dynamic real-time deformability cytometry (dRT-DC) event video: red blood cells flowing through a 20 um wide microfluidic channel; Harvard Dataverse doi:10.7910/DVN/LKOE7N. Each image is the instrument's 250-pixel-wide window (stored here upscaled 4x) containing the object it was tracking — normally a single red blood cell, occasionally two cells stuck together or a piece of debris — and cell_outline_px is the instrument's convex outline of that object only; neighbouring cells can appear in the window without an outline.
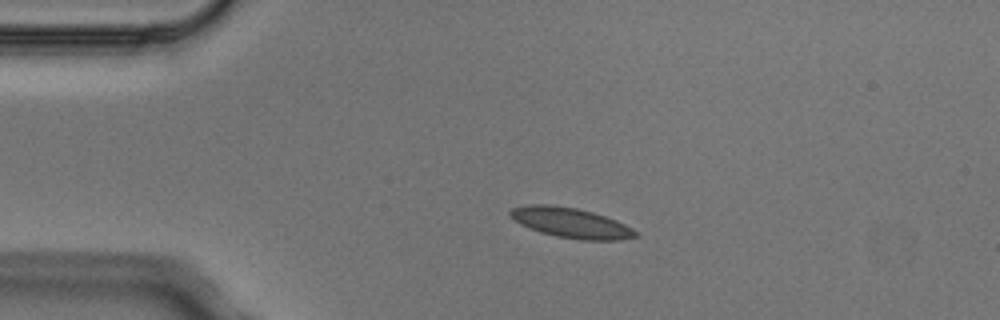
{"species": "Egyptian fruit bat (a non-hibernating species)", "species_latin": "Rousettus aegyptiacus", "temperature_condition": "cold", "stored_images_in_passage": 3, "camera_frame_rate_fps": 3000, "um_per_image_px": 0.085, "animal": {"sex": "male"}, "frame": {"image": 1, "passage_image": 2, "time_ms": 0.333, "image_size_px": [1000, 320], "cell_outline_px": [[640, 236], [620, 240], [580, 240], [556, 236], [540, 232], [520, 224], [512, 220], [508, 216], [508, 212], [512, 208], [528, 204], [548, 204], [576, 208], [592, 212], [616, 220], [640, 232]], "centroid_in_image_um": [48.52, 18.94], "position_along_channel_um": 36.5, "area_um2": 22.2}}